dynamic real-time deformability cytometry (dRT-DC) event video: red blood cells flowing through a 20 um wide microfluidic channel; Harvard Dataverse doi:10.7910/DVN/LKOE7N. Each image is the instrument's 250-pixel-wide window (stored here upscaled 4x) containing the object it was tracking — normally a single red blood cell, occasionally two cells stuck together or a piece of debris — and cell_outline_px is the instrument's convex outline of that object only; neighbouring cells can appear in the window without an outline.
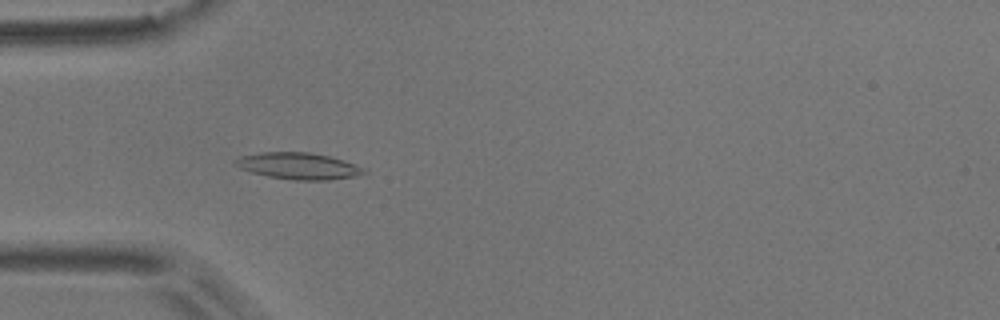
{"species": "common noctule bat (a hibernating species)", "species_latin": "Nyctalus noctula", "temperature_condition": "room temperature", "stored_images_in_passage": 44, "camera_frame_rate_fps": 3000, "um_per_image_px": 0.085, "animal": {"sex": "male", "body_mass_g": 17.9}, "frame": {"image": 1, "passage_image": 6, "time_ms": 1.667, "image_size_px": [1000, 320], "cell_outline_px": [[368, 172], [356, 176], [328, 180], [292, 180], [268, 176], [252, 172], [240, 168], [232, 160], [240, 156], [260, 152], [312, 152], [344, 160], [364, 168]], "centroid_in_image_um": [25.37, 14.1], "position_along_channel_um": 59.6, "area_um2": 19.94}}
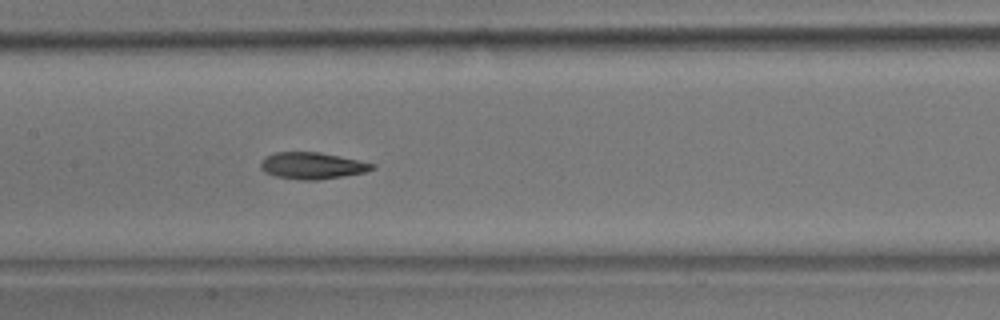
{"frame": {"image": 2, "passage_image": 16, "time_ms": 5.0, "image_size_px": [1000, 320], "cell_outline_px": [[376, 168], [364, 172], [344, 176], [320, 180], [300, 180], [276, 176], [264, 172], [260, 168], [260, 160], [264, 156], [276, 152], [320, 152], [360, 160], [376, 164]], "centroid_in_image_um": [26.53, 14.08], "position_along_channel_um": 180.9, "area_um2": 17.57}}
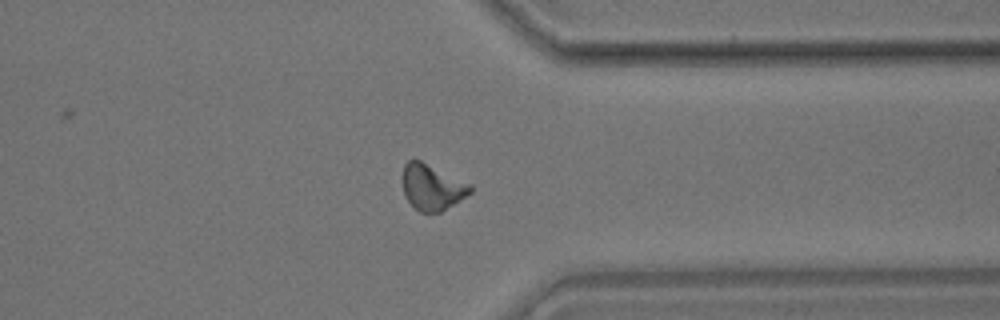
{"frame": {"image": 3, "passage_image": 32, "time_ms": 10.333, "image_size_px": [1000, 320], "cell_outline_px": [[472, 192], [440, 212], [420, 212], [404, 196], [400, 180], [400, 176], [404, 164], [408, 160], [420, 160], [472, 184]], "centroid_in_image_um": [36.68, 15.88], "position_along_channel_um": 374.7, "area_um2": 18.26}, "authors_computed_cell_mechanics": {"area_um2": 17.5134, "velocity_mm_per_s": 3.7129, "shape_relaxation_time_tau1_ms": 5.4447, "shape_relaxation_time_tau2_ms": 4.3598, "deformation_change_tau1": 0.155, "deformation_change_tau2": 0.114}}